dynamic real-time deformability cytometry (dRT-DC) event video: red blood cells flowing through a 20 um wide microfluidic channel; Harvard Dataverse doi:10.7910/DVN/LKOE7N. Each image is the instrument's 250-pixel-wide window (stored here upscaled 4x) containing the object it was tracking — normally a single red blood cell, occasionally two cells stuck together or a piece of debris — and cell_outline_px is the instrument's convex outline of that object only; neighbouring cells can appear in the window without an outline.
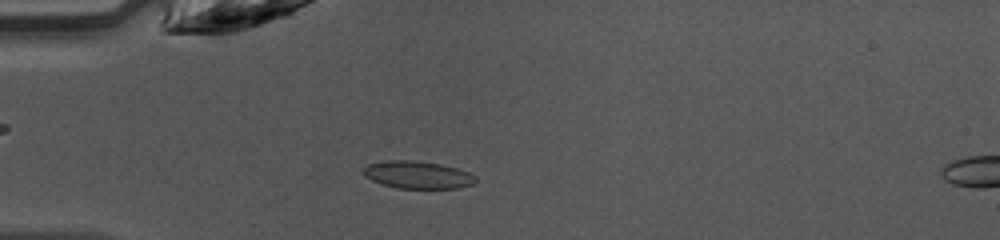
{"species": "common noctule bat (a hibernating species)", "species_latin": "Nyctalus noctula", "temperature_condition": "warm", "stored_images_in_passage": 43, "camera_frame_rate_fps": 3000, "um_per_image_px": 0.085, "animal": {"sex": "female", "body_mass_g": 10.0, "forearm_length_mm": 53.1}, "frame": {"image": 1, "passage_image": 9, "time_ms": 2.667, "image_size_px": [1000, 240], "cell_outline_px": [[476, 180], [472, 184], [456, 188], [396, 188], [380, 184], [364, 176], [360, 172], [368, 164], [388, 160], [408, 160], [440, 164], [456, 168], [468, 172], [476, 176]], "centroid_in_image_um": [35.44, 14.86], "position_along_channel_um": 49.6, "area_um2": 17.92}}
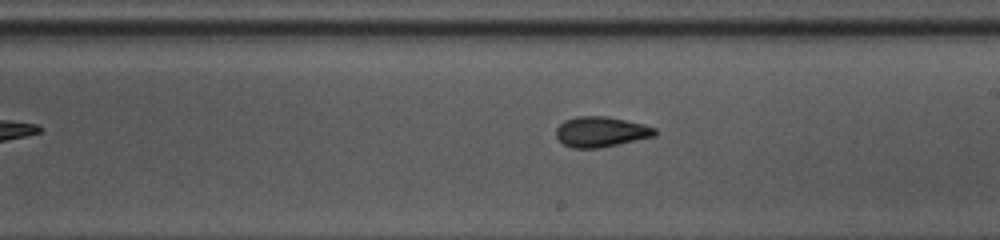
{"frame": {"image": 2, "passage_image": 23, "time_ms": 7.333, "image_size_px": [1000, 240], "cell_outline_px": [[656, 136], [600, 148], [572, 148], [564, 144], [556, 136], [556, 128], [564, 120], [576, 116], [608, 116], [644, 124], [656, 128]], "centroid_in_image_um": [51.09, 11.2], "position_along_channel_um": 237.9, "area_um2": 17.57}}
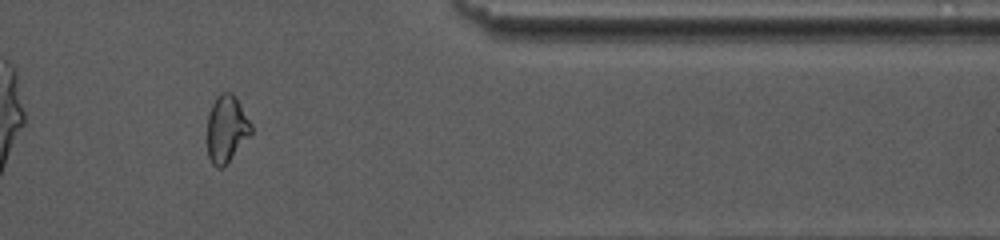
{"frame": {"image": 3, "passage_image": 35, "time_ms": 11.333, "image_size_px": [1000, 240], "cell_outline_px": [[252, 132], [224, 168], [216, 168], [212, 164], [208, 156], [208, 116], [212, 104], [216, 96], [220, 92], [232, 92], [236, 96], [252, 124]], "centroid_in_image_um": [19.26, 10.95], "position_along_channel_um": 392.1, "area_um2": 17.28}, "authors_computed_cell_mechanics": {"area_um2": 17.5712, "velocity_mm_per_s": 4.2766, "shape_relaxation_time_tau1_ms": 5.6986, "shape_relaxation_time_tau2_ms": 1.4219, "deformation_change_tau1": 0.1659, "deformation_change_tau2": 0.0808}}